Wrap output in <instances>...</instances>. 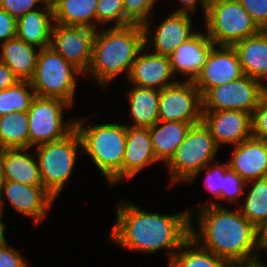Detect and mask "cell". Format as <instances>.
I'll return each instance as SVG.
<instances>
[{
  "label": "cell",
  "mask_w": 267,
  "mask_h": 267,
  "mask_svg": "<svg viewBox=\"0 0 267 267\" xmlns=\"http://www.w3.org/2000/svg\"><path fill=\"white\" fill-rule=\"evenodd\" d=\"M110 240L132 252L156 253L166 249L168 262L190 237L193 208L173 215L151 213L119 201ZM169 250V251H168Z\"/></svg>",
  "instance_id": "cell-1"
},
{
  "label": "cell",
  "mask_w": 267,
  "mask_h": 267,
  "mask_svg": "<svg viewBox=\"0 0 267 267\" xmlns=\"http://www.w3.org/2000/svg\"><path fill=\"white\" fill-rule=\"evenodd\" d=\"M195 214L199 230L190 220V237L201 247L219 256L231 267L256 264L259 251L258 228L238 208L228 210L219 203L202 204ZM254 253V254H253Z\"/></svg>",
  "instance_id": "cell-2"
},
{
  "label": "cell",
  "mask_w": 267,
  "mask_h": 267,
  "mask_svg": "<svg viewBox=\"0 0 267 267\" xmlns=\"http://www.w3.org/2000/svg\"><path fill=\"white\" fill-rule=\"evenodd\" d=\"M109 26L101 32L96 30L90 66L84 74L92 75L102 87L123 71L128 78L137 55L145 47L143 25Z\"/></svg>",
  "instance_id": "cell-3"
},
{
  "label": "cell",
  "mask_w": 267,
  "mask_h": 267,
  "mask_svg": "<svg viewBox=\"0 0 267 267\" xmlns=\"http://www.w3.org/2000/svg\"><path fill=\"white\" fill-rule=\"evenodd\" d=\"M82 150L91 157L100 173L106 177L109 186L122 181V162L126 147V125L124 124H88L85 120H75Z\"/></svg>",
  "instance_id": "cell-4"
},
{
  "label": "cell",
  "mask_w": 267,
  "mask_h": 267,
  "mask_svg": "<svg viewBox=\"0 0 267 267\" xmlns=\"http://www.w3.org/2000/svg\"><path fill=\"white\" fill-rule=\"evenodd\" d=\"M219 147L214 141L210 130L203 122L192 125L184 141L177 147L171 159L166 163L171 176V184L193 183L200 171L215 162Z\"/></svg>",
  "instance_id": "cell-5"
},
{
  "label": "cell",
  "mask_w": 267,
  "mask_h": 267,
  "mask_svg": "<svg viewBox=\"0 0 267 267\" xmlns=\"http://www.w3.org/2000/svg\"><path fill=\"white\" fill-rule=\"evenodd\" d=\"M83 73L51 46L39 50L36 68L29 80L36 96L57 98L74 104L77 75Z\"/></svg>",
  "instance_id": "cell-6"
},
{
  "label": "cell",
  "mask_w": 267,
  "mask_h": 267,
  "mask_svg": "<svg viewBox=\"0 0 267 267\" xmlns=\"http://www.w3.org/2000/svg\"><path fill=\"white\" fill-rule=\"evenodd\" d=\"M204 19L206 34L217 46H233L261 31L238 0H210Z\"/></svg>",
  "instance_id": "cell-7"
},
{
  "label": "cell",
  "mask_w": 267,
  "mask_h": 267,
  "mask_svg": "<svg viewBox=\"0 0 267 267\" xmlns=\"http://www.w3.org/2000/svg\"><path fill=\"white\" fill-rule=\"evenodd\" d=\"M82 142L74 128L64 138L34 147L44 188L56 199L72 175Z\"/></svg>",
  "instance_id": "cell-8"
},
{
  "label": "cell",
  "mask_w": 267,
  "mask_h": 267,
  "mask_svg": "<svg viewBox=\"0 0 267 267\" xmlns=\"http://www.w3.org/2000/svg\"><path fill=\"white\" fill-rule=\"evenodd\" d=\"M71 105L57 98L36 96L28 114L29 149L64 138L75 128V120L65 122L63 109Z\"/></svg>",
  "instance_id": "cell-9"
},
{
  "label": "cell",
  "mask_w": 267,
  "mask_h": 267,
  "mask_svg": "<svg viewBox=\"0 0 267 267\" xmlns=\"http://www.w3.org/2000/svg\"><path fill=\"white\" fill-rule=\"evenodd\" d=\"M267 93V85L247 75L210 88L202 97V111L240 110L252 114Z\"/></svg>",
  "instance_id": "cell-10"
},
{
  "label": "cell",
  "mask_w": 267,
  "mask_h": 267,
  "mask_svg": "<svg viewBox=\"0 0 267 267\" xmlns=\"http://www.w3.org/2000/svg\"><path fill=\"white\" fill-rule=\"evenodd\" d=\"M159 121L202 122V99L193 81H178L159 91Z\"/></svg>",
  "instance_id": "cell-11"
},
{
  "label": "cell",
  "mask_w": 267,
  "mask_h": 267,
  "mask_svg": "<svg viewBox=\"0 0 267 267\" xmlns=\"http://www.w3.org/2000/svg\"><path fill=\"white\" fill-rule=\"evenodd\" d=\"M95 32V29L89 27L53 23L51 47L85 74L92 58Z\"/></svg>",
  "instance_id": "cell-12"
},
{
  "label": "cell",
  "mask_w": 267,
  "mask_h": 267,
  "mask_svg": "<svg viewBox=\"0 0 267 267\" xmlns=\"http://www.w3.org/2000/svg\"><path fill=\"white\" fill-rule=\"evenodd\" d=\"M4 195L10 206L23 216H29L38 225L56 200L44 186H30L14 181H4L0 189V207Z\"/></svg>",
  "instance_id": "cell-13"
},
{
  "label": "cell",
  "mask_w": 267,
  "mask_h": 267,
  "mask_svg": "<svg viewBox=\"0 0 267 267\" xmlns=\"http://www.w3.org/2000/svg\"><path fill=\"white\" fill-rule=\"evenodd\" d=\"M243 75L237 52L233 46L214 45L193 83L202 97L210 88L229 83Z\"/></svg>",
  "instance_id": "cell-14"
},
{
  "label": "cell",
  "mask_w": 267,
  "mask_h": 267,
  "mask_svg": "<svg viewBox=\"0 0 267 267\" xmlns=\"http://www.w3.org/2000/svg\"><path fill=\"white\" fill-rule=\"evenodd\" d=\"M191 19L190 14L172 12L159 26H156L153 35L150 34V21L146 22L143 25L146 51L153 46L154 52L152 53L170 56L182 43L186 42L196 33L192 31ZM151 39L153 43H150V45L148 42Z\"/></svg>",
  "instance_id": "cell-15"
},
{
  "label": "cell",
  "mask_w": 267,
  "mask_h": 267,
  "mask_svg": "<svg viewBox=\"0 0 267 267\" xmlns=\"http://www.w3.org/2000/svg\"><path fill=\"white\" fill-rule=\"evenodd\" d=\"M202 122L218 147L238 145L252 137L251 114L240 110L202 111Z\"/></svg>",
  "instance_id": "cell-16"
},
{
  "label": "cell",
  "mask_w": 267,
  "mask_h": 267,
  "mask_svg": "<svg viewBox=\"0 0 267 267\" xmlns=\"http://www.w3.org/2000/svg\"><path fill=\"white\" fill-rule=\"evenodd\" d=\"M145 47L137 55L128 80L133 86L162 90L178 82L172 78L174 74L171 67L170 57L146 53ZM144 51V52H143Z\"/></svg>",
  "instance_id": "cell-17"
},
{
  "label": "cell",
  "mask_w": 267,
  "mask_h": 267,
  "mask_svg": "<svg viewBox=\"0 0 267 267\" xmlns=\"http://www.w3.org/2000/svg\"><path fill=\"white\" fill-rule=\"evenodd\" d=\"M228 166L246 182L267 177V140L250 137L235 145Z\"/></svg>",
  "instance_id": "cell-18"
},
{
  "label": "cell",
  "mask_w": 267,
  "mask_h": 267,
  "mask_svg": "<svg viewBox=\"0 0 267 267\" xmlns=\"http://www.w3.org/2000/svg\"><path fill=\"white\" fill-rule=\"evenodd\" d=\"M213 42L207 34L196 32L186 42L182 43L169 57L173 74L188 76L185 81H194L201 72Z\"/></svg>",
  "instance_id": "cell-19"
},
{
  "label": "cell",
  "mask_w": 267,
  "mask_h": 267,
  "mask_svg": "<svg viewBox=\"0 0 267 267\" xmlns=\"http://www.w3.org/2000/svg\"><path fill=\"white\" fill-rule=\"evenodd\" d=\"M149 128L126 126V147L122 162V180L131 179L140 170L157 163Z\"/></svg>",
  "instance_id": "cell-20"
},
{
  "label": "cell",
  "mask_w": 267,
  "mask_h": 267,
  "mask_svg": "<svg viewBox=\"0 0 267 267\" xmlns=\"http://www.w3.org/2000/svg\"><path fill=\"white\" fill-rule=\"evenodd\" d=\"M244 75L267 80V30L249 36L233 45Z\"/></svg>",
  "instance_id": "cell-21"
},
{
  "label": "cell",
  "mask_w": 267,
  "mask_h": 267,
  "mask_svg": "<svg viewBox=\"0 0 267 267\" xmlns=\"http://www.w3.org/2000/svg\"><path fill=\"white\" fill-rule=\"evenodd\" d=\"M27 150V148L2 149L4 181L43 186L36 155L34 152L32 155L29 154Z\"/></svg>",
  "instance_id": "cell-22"
},
{
  "label": "cell",
  "mask_w": 267,
  "mask_h": 267,
  "mask_svg": "<svg viewBox=\"0 0 267 267\" xmlns=\"http://www.w3.org/2000/svg\"><path fill=\"white\" fill-rule=\"evenodd\" d=\"M52 26L53 8L49 0L41 10L30 11L17 20L16 36L39 49L47 48L51 46Z\"/></svg>",
  "instance_id": "cell-23"
},
{
  "label": "cell",
  "mask_w": 267,
  "mask_h": 267,
  "mask_svg": "<svg viewBox=\"0 0 267 267\" xmlns=\"http://www.w3.org/2000/svg\"><path fill=\"white\" fill-rule=\"evenodd\" d=\"M0 49V62L6 64L20 80L29 81L34 74L40 49L17 36L1 44Z\"/></svg>",
  "instance_id": "cell-24"
},
{
  "label": "cell",
  "mask_w": 267,
  "mask_h": 267,
  "mask_svg": "<svg viewBox=\"0 0 267 267\" xmlns=\"http://www.w3.org/2000/svg\"><path fill=\"white\" fill-rule=\"evenodd\" d=\"M191 126L187 122L158 121L149 127L153 152L159 162L166 164L171 159Z\"/></svg>",
  "instance_id": "cell-25"
},
{
  "label": "cell",
  "mask_w": 267,
  "mask_h": 267,
  "mask_svg": "<svg viewBox=\"0 0 267 267\" xmlns=\"http://www.w3.org/2000/svg\"><path fill=\"white\" fill-rule=\"evenodd\" d=\"M53 23L66 26H84L96 30L98 0H50Z\"/></svg>",
  "instance_id": "cell-26"
},
{
  "label": "cell",
  "mask_w": 267,
  "mask_h": 267,
  "mask_svg": "<svg viewBox=\"0 0 267 267\" xmlns=\"http://www.w3.org/2000/svg\"><path fill=\"white\" fill-rule=\"evenodd\" d=\"M128 98L133 125L126 126L149 128L159 121V90L134 86Z\"/></svg>",
  "instance_id": "cell-27"
},
{
  "label": "cell",
  "mask_w": 267,
  "mask_h": 267,
  "mask_svg": "<svg viewBox=\"0 0 267 267\" xmlns=\"http://www.w3.org/2000/svg\"><path fill=\"white\" fill-rule=\"evenodd\" d=\"M169 267H231L189 237L168 262Z\"/></svg>",
  "instance_id": "cell-28"
},
{
  "label": "cell",
  "mask_w": 267,
  "mask_h": 267,
  "mask_svg": "<svg viewBox=\"0 0 267 267\" xmlns=\"http://www.w3.org/2000/svg\"><path fill=\"white\" fill-rule=\"evenodd\" d=\"M29 149L27 112H12L0 117V149Z\"/></svg>",
  "instance_id": "cell-29"
},
{
  "label": "cell",
  "mask_w": 267,
  "mask_h": 267,
  "mask_svg": "<svg viewBox=\"0 0 267 267\" xmlns=\"http://www.w3.org/2000/svg\"><path fill=\"white\" fill-rule=\"evenodd\" d=\"M251 184L240 211L257 228L267 219V177L246 182Z\"/></svg>",
  "instance_id": "cell-30"
},
{
  "label": "cell",
  "mask_w": 267,
  "mask_h": 267,
  "mask_svg": "<svg viewBox=\"0 0 267 267\" xmlns=\"http://www.w3.org/2000/svg\"><path fill=\"white\" fill-rule=\"evenodd\" d=\"M35 97V91L27 80H20L0 91V117L15 111L28 112Z\"/></svg>",
  "instance_id": "cell-31"
},
{
  "label": "cell",
  "mask_w": 267,
  "mask_h": 267,
  "mask_svg": "<svg viewBox=\"0 0 267 267\" xmlns=\"http://www.w3.org/2000/svg\"><path fill=\"white\" fill-rule=\"evenodd\" d=\"M114 22V27L124 26L123 0H98L96 9V30L98 24L104 26Z\"/></svg>",
  "instance_id": "cell-32"
},
{
  "label": "cell",
  "mask_w": 267,
  "mask_h": 267,
  "mask_svg": "<svg viewBox=\"0 0 267 267\" xmlns=\"http://www.w3.org/2000/svg\"><path fill=\"white\" fill-rule=\"evenodd\" d=\"M157 0H123L124 26L144 25L150 19V11Z\"/></svg>",
  "instance_id": "cell-33"
},
{
  "label": "cell",
  "mask_w": 267,
  "mask_h": 267,
  "mask_svg": "<svg viewBox=\"0 0 267 267\" xmlns=\"http://www.w3.org/2000/svg\"><path fill=\"white\" fill-rule=\"evenodd\" d=\"M246 181L235 171L228 168L223 177L222 200L231 204L239 203L242 194L246 195Z\"/></svg>",
  "instance_id": "cell-34"
},
{
  "label": "cell",
  "mask_w": 267,
  "mask_h": 267,
  "mask_svg": "<svg viewBox=\"0 0 267 267\" xmlns=\"http://www.w3.org/2000/svg\"><path fill=\"white\" fill-rule=\"evenodd\" d=\"M211 162L206 167V177L204 180V186L207 191L214 195L217 200H222V188H223V177L225 171L229 168L228 163L214 165Z\"/></svg>",
  "instance_id": "cell-35"
},
{
  "label": "cell",
  "mask_w": 267,
  "mask_h": 267,
  "mask_svg": "<svg viewBox=\"0 0 267 267\" xmlns=\"http://www.w3.org/2000/svg\"><path fill=\"white\" fill-rule=\"evenodd\" d=\"M49 0H0V8L6 10L16 20L36 9H41Z\"/></svg>",
  "instance_id": "cell-36"
},
{
  "label": "cell",
  "mask_w": 267,
  "mask_h": 267,
  "mask_svg": "<svg viewBox=\"0 0 267 267\" xmlns=\"http://www.w3.org/2000/svg\"><path fill=\"white\" fill-rule=\"evenodd\" d=\"M252 136L267 140V93L251 114Z\"/></svg>",
  "instance_id": "cell-37"
},
{
  "label": "cell",
  "mask_w": 267,
  "mask_h": 267,
  "mask_svg": "<svg viewBox=\"0 0 267 267\" xmlns=\"http://www.w3.org/2000/svg\"><path fill=\"white\" fill-rule=\"evenodd\" d=\"M261 30H267V0H238Z\"/></svg>",
  "instance_id": "cell-38"
},
{
  "label": "cell",
  "mask_w": 267,
  "mask_h": 267,
  "mask_svg": "<svg viewBox=\"0 0 267 267\" xmlns=\"http://www.w3.org/2000/svg\"><path fill=\"white\" fill-rule=\"evenodd\" d=\"M0 267H28L27 260L7 243L6 238L0 240Z\"/></svg>",
  "instance_id": "cell-39"
},
{
  "label": "cell",
  "mask_w": 267,
  "mask_h": 267,
  "mask_svg": "<svg viewBox=\"0 0 267 267\" xmlns=\"http://www.w3.org/2000/svg\"><path fill=\"white\" fill-rule=\"evenodd\" d=\"M17 35V20L6 10L0 8V41L1 44Z\"/></svg>",
  "instance_id": "cell-40"
},
{
  "label": "cell",
  "mask_w": 267,
  "mask_h": 267,
  "mask_svg": "<svg viewBox=\"0 0 267 267\" xmlns=\"http://www.w3.org/2000/svg\"><path fill=\"white\" fill-rule=\"evenodd\" d=\"M20 79L12 72V70L4 63L0 62V91L7 89Z\"/></svg>",
  "instance_id": "cell-41"
},
{
  "label": "cell",
  "mask_w": 267,
  "mask_h": 267,
  "mask_svg": "<svg viewBox=\"0 0 267 267\" xmlns=\"http://www.w3.org/2000/svg\"><path fill=\"white\" fill-rule=\"evenodd\" d=\"M180 1L181 3V7L177 8V10L173 11V12H180V13H194V11L196 12V8H198L197 3L200 2L201 3V7L204 10V17L206 14V10H207V6L210 2V0H177ZM197 6V7H196Z\"/></svg>",
  "instance_id": "cell-42"
},
{
  "label": "cell",
  "mask_w": 267,
  "mask_h": 267,
  "mask_svg": "<svg viewBox=\"0 0 267 267\" xmlns=\"http://www.w3.org/2000/svg\"><path fill=\"white\" fill-rule=\"evenodd\" d=\"M258 239H259V250H266L267 254V234H258Z\"/></svg>",
  "instance_id": "cell-43"
},
{
  "label": "cell",
  "mask_w": 267,
  "mask_h": 267,
  "mask_svg": "<svg viewBox=\"0 0 267 267\" xmlns=\"http://www.w3.org/2000/svg\"><path fill=\"white\" fill-rule=\"evenodd\" d=\"M2 208L0 207V240L5 239V230H6V224H3L4 222L2 221Z\"/></svg>",
  "instance_id": "cell-44"
},
{
  "label": "cell",
  "mask_w": 267,
  "mask_h": 267,
  "mask_svg": "<svg viewBox=\"0 0 267 267\" xmlns=\"http://www.w3.org/2000/svg\"><path fill=\"white\" fill-rule=\"evenodd\" d=\"M3 183H4V176H3L2 150L0 149V189Z\"/></svg>",
  "instance_id": "cell-45"
},
{
  "label": "cell",
  "mask_w": 267,
  "mask_h": 267,
  "mask_svg": "<svg viewBox=\"0 0 267 267\" xmlns=\"http://www.w3.org/2000/svg\"><path fill=\"white\" fill-rule=\"evenodd\" d=\"M258 234H267V219L258 228Z\"/></svg>",
  "instance_id": "cell-46"
},
{
  "label": "cell",
  "mask_w": 267,
  "mask_h": 267,
  "mask_svg": "<svg viewBox=\"0 0 267 267\" xmlns=\"http://www.w3.org/2000/svg\"><path fill=\"white\" fill-rule=\"evenodd\" d=\"M245 267H267L261 260H257L256 264L246 265Z\"/></svg>",
  "instance_id": "cell-47"
}]
</instances>
